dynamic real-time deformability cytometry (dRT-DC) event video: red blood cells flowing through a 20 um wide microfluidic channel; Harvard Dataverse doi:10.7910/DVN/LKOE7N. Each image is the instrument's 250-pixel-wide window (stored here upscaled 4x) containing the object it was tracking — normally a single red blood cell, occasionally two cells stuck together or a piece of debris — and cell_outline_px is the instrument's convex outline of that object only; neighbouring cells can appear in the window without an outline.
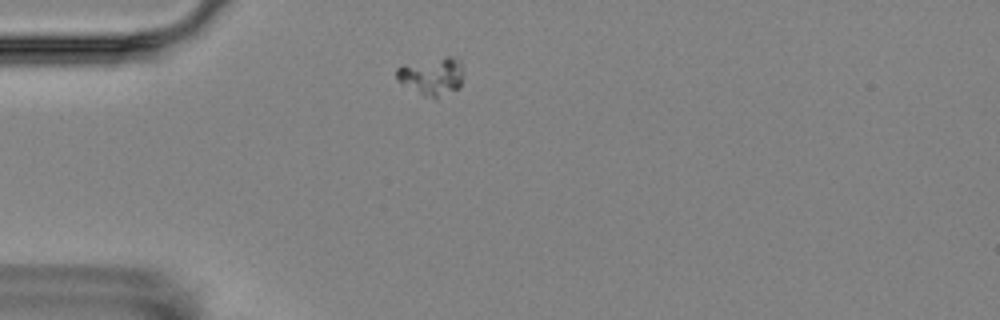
{"species": "Egyptian fruit bat (a non-hibernating species)", "species_latin": "Rousettus aegyptiacus", "temperature_condition": "room temperature", "stored_images_in_passage": 3, "camera_frame_rate_fps": 3000, "um_per_image_px": 0.085, "animal": {"sex": "female"}, "frame": {"image": 1, "passage_image": 1, "time_ms": 0.0, "image_size_px": [1000, 320], "cell_outline_px": [[464, 76], [460, 88], [436, 100], [424, 96], [396, 80], [396, 68], [404, 64], [444, 56], [452, 56], [460, 60], [464, 72]], "centroid_in_image_um": [36.75, 6.48], "position_along_channel_um": 48.2, "area_um2": 15.32}}